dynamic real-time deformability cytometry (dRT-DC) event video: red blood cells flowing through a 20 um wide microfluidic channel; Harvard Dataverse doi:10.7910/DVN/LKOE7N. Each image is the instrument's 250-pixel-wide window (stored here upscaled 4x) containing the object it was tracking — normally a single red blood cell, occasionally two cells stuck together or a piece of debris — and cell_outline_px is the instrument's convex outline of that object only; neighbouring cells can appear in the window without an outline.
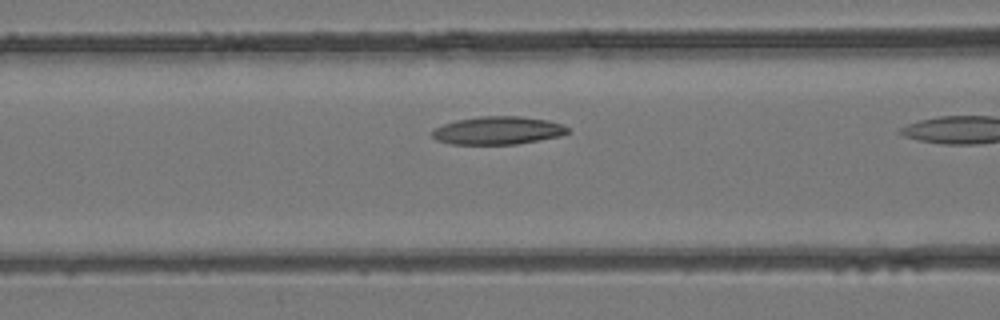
{"species": "common noctule bat (a hibernating species)", "species_latin": "Nyctalus noctula", "temperature_condition": "room temperature", "stored_images_in_passage": 10, "camera_frame_rate_fps": 3000, "um_per_image_px": 0.085, "animal": {"sex": "female", "body_mass_g": 24.6, "forearm_length_mm": 56.2}, "frame": {"image": 1, "passage_image": 9, "time_ms": 2.667, "image_size_px": [1000, 320], "cell_outline_px": [[572, 132], [560, 136], [516, 144], [452, 144], [436, 140], [428, 132], [444, 124], [456, 120], [480, 116], [520, 116], [548, 120], [564, 124]], "centroid_in_image_um": [42.33, 11.09], "position_along_channel_um": 124.3, "area_um2": 22.25}}